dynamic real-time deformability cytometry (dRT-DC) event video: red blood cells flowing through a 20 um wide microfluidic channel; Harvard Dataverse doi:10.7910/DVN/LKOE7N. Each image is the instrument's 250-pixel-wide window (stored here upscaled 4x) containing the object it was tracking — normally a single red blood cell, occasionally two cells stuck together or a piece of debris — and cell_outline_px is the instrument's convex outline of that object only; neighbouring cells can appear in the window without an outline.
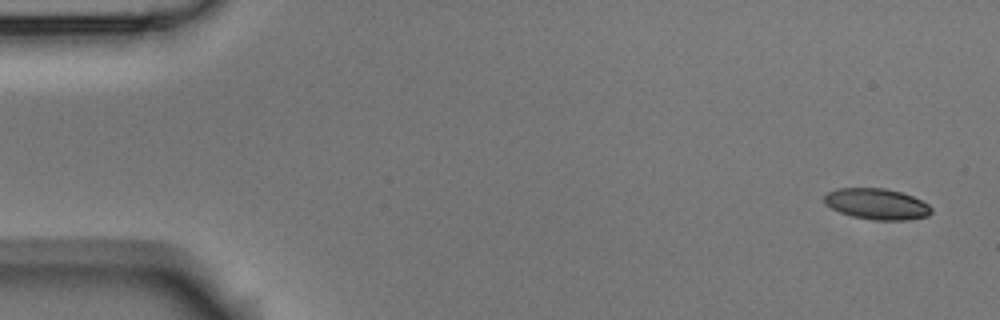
{"species": "Egyptian fruit bat (a non-hibernating species)", "species_latin": "Rousettus aegyptiacus", "temperature_condition": "room temperature", "stored_images_in_passage": 6, "camera_frame_rate_fps": 3000, "um_per_image_px": 0.085, "animal": {"sex": "male"}, "frame": {"image": 1, "passage_image": 1, "time_ms": 0.0, "image_size_px": [1000, 320], "cell_outline_px": [[932, 212], [928, 216], [904, 220], [876, 220], [852, 216], [840, 212], [824, 204], [824, 196], [828, 192], [836, 188], [884, 188], [900, 192], [912, 196], [928, 204], [932, 208]], "centroid_in_image_um": [74.51, 17.33], "position_along_channel_um": 10.5, "area_um2": 19.25}}
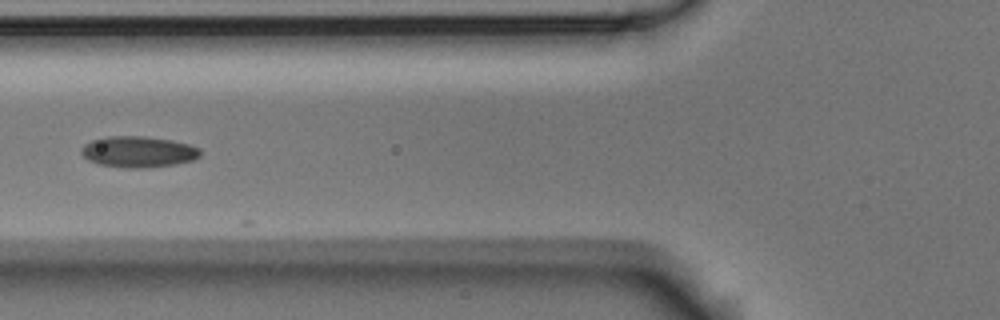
{"frame": {"image": 2, "passage_image": 6, "time_ms": 6.333, "image_size_px": [1000, 320], "cell_outline_px": [[200, 156], [192, 160], [176, 164], [144, 168], [128, 168], [100, 164], [88, 160], [80, 152], [80, 148], [84, 144], [92, 140], [104, 136], [144, 136], [172, 140], [188, 144], [200, 148]], "centroid_in_image_um": [11.74, 12.89], "position_along_channel_um": 114.1, "area_um2": 21.62}}